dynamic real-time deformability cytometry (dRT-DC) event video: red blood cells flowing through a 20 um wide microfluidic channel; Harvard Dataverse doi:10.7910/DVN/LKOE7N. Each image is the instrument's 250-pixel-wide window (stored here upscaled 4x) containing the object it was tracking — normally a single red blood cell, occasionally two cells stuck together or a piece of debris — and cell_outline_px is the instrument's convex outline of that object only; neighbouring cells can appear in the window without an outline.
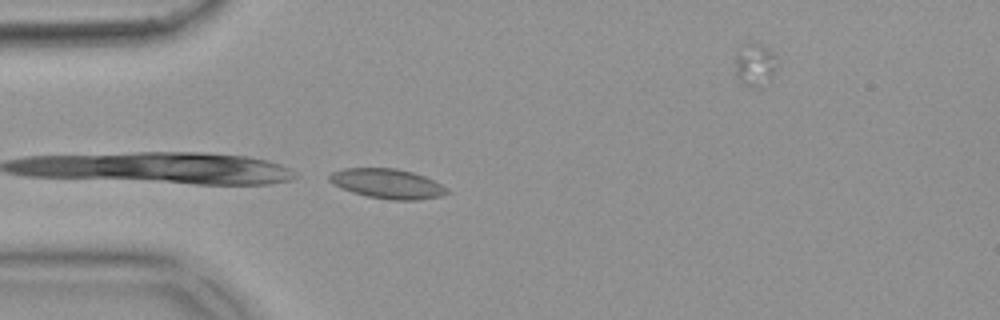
{"species": "common noctule bat (a hibernating species)", "species_latin": "Nyctalus noctula", "temperature_condition": "warm", "stored_images_in_passage": 4, "camera_frame_rate_fps": 3000, "um_per_image_px": 0.085, "animal": {"sex": "female", "body_mass_g": 18.4}, "frame": {"image": 1, "passage_image": 4, "time_ms": 1.0, "image_size_px": [1000, 320], "cell_outline_px": [[452, 192], [440, 196], [416, 200], [392, 200], [368, 196], [352, 192], [340, 188], [332, 184], [328, 180], [328, 176], [332, 172], [344, 168], [396, 168], [412, 172], [424, 176], [448, 188]], "centroid_in_image_um": [32.91, 15.61], "position_along_channel_um": 52.1, "area_um2": 20.4}}